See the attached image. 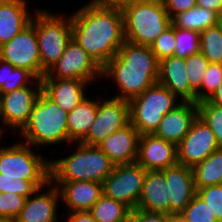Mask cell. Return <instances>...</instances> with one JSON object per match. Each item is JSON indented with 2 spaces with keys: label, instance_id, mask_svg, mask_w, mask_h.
Here are the masks:
<instances>
[{
  "label": "cell",
  "instance_id": "6da1fadb",
  "mask_svg": "<svg viewBox=\"0 0 222 222\" xmlns=\"http://www.w3.org/2000/svg\"><path fill=\"white\" fill-rule=\"evenodd\" d=\"M70 16L72 38L103 68L125 42L122 8L88 1Z\"/></svg>",
  "mask_w": 222,
  "mask_h": 222
},
{
  "label": "cell",
  "instance_id": "7a4b0ae2",
  "mask_svg": "<svg viewBox=\"0 0 222 222\" xmlns=\"http://www.w3.org/2000/svg\"><path fill=\"white\" fill-rule=\"evenodd\" d=\"M158 67L150 46L125 41L102 68V78H111L116 85L118 93L112 98L129 101L157 83Z\"/></svg>",
  "mask_w": 222,
  "mask_h": 222
},
{
  "label": "cell",
  "instance_id": "3957f363",
  "mask_svg": "<svg viewBox=\"0 0 222 222\" xmlns=\"http://www.w3.org/2000/svg\"><path fill=\"white\" fill-rule=\"evenodd\" d=\"M76 149L69 156L49 160L51 182L92 181L103 183L115 165L98 147L73 142Z\"/></svg>",
  "mask_w": 222,
  "mask_h": 222
},
{
  "label": "cell",
  "instance_id": "277c9868",
  "mask_svg": "<svg viewBox=\"0 0 222 222\" xmlns=\"http://www.w3.org/2000/svg\"><path fill=\"white\" fill-rule=\"evenodd\" d=\"M68 112L60 108L43 91L32 108L29 120L18 133L25 139L26 144L35 148L60 143H73L68 136L67 126Z\"/></svg>",
  "mask_w": 222,
  "mask_h": 222
},
{
  "label": "cell",
  "instance_id": "5b68a950",
  "mask_svg": "<svg viewBox=\"0 0 222 222\" xmlns=\"http://www.w3.org/2000/svg\"><path fill=\"white\" fill-rule=\"evenodd\" d=\"M125 41L150 46L172 25L162 0H135L122 7Z\"/></svg>",
  "mask_w": 222,
  "mask_h": 222
},
{
  "label": "cell",
  "instance_id": "8992f818",
  "mask_svg": "<svg viewBox=\"0 0 222 222\" xmlns=\"http://www.w3.org/2000/svg\"><path fill=\"white\" fill-rule=\"evenodd\" d=\"M31 23L35 27L41 61V78L58 61L72 39L71 16L36 10Z\"/></svg>",
  "mask_w": 222,
  "mask_h": 222
},
{
  "label": "cell",
  "instance_id": "52a82bcc",
  "mask_svg": "<svg viewBox=\"0 0 222 222\" xmlns=\"http://www.w3.org/2000/svg\"><path fill=\"white\" fill-rule=\"evenodd\" d=\"M128 102L130 123L142 135L153 134L164 115L183 101L166 87L156 83Z\"/></svg>",
  "mask_w": 222,
  "mask_h": 222
},
{
  "label": "cell",
  "instance_id": "ba28073f",
  "mask_svg": "<svg viewBox=\"0 0 222 222\" xmlns=\"http://www.w3.org/2000/svg\"><path fill=\"white\" fill-rule=\"evenodd\" d=\"M22 141L0 151V177L19 178L41 188L50 181L49 160ZM37 153V154H36Z\"/></svg>",
  "mask_w": 222,
  "mask_h": 222
},
{
  "label": "cell",
  "instance_id": "9c48e42d",
  "mask_svg": "<svg viewBox=\"0 0 222 222\" xmlns=\"http://www.w3.org/2000/svg\"><path fill=\"white\" fill-rule=\"evenodd\" d=\"M145 175L146 170L137 162L116 165L103 181V194L130 210L137 209Z\"/></svg>",
  "mask_w": 222,
  "mask_h": 222
},
{
  "label": "cell",
  "instance_id": "30bf717a",
  "mask_svg": "<svg viewBox=\"0 0 222 222\" xmlns=\"http://www.w3.org/2000/svg\"><path fill=\"white\" fill-rule=\"evenodd\" d=\"M42 78L80 79L95 83L102 79V68L72 38L62 56Z\"/></svg>",
  "mask_w": 222,
  "mask_h": 222
},
{
  "label": "cell",
  "instance_id": "8fae6325",
  "mask_svg": "<svg viewBox=\"0 0 222 222\" xmlns=\"http://www.w3.org/2000/svg\"><path fill=\"white\" fill-rule=\"evenodd\" d=\"M42 91L41 79L30 86L0 94V123L13 133L20 132L27 124L32 108Z\"/></svg>",
  "mask_w": 222,
  "mask_h": 222
},
{
  "label": "cell",
  "instance_id": "7c38bea8",
  "mask_svg": "<svg viewBox=\"0 0 222 222\" xmlns=\"http://www.w3.org/2000/svg\"><path fill=\"white\" fill-rule=\"evenodd\" d=\"M130 123L129 102L108 98L98 100V111L94 123L80 143L98 146L109 135Z\"/></svg>",
  "mask_w": 222,
  "mask_h": 222
},
{
  "label": "cell",
  "instance_id": "4fadbf2b",
  "mask_svg": "<svg viewBox=\"0 0 222 222\" xmlns=\"http://www.w3.org/2000/svg\"><path fill=\"white\" fill-rule=\"evenodd\" d=\"M0 59L15 68L29 70L41 79V61L35 27L30 23L9 42L0 46Z\"/></svg>",
  "mask_w": 222,
  "mask_h": 222
},
{
  "label": "cell",
  "instance_id": "5bb4252c",
  "mask_svg": "<svg viewBox=\"0 0 222 222\" xmlns=\"http://www.w3.org/2000/svg\"><path fill=\"white\" fill-rule=\"evenodd\" d=\"M219 149L214 133L197 116L188 134L177 145L178 164L194 168Z\"/></svg>",
  "mask_w": 222,
  "mask_h": 222
},
{
  "label": "cell",
  "instance_id": "9a60e30c",
  "mask_svg": "<svg viewBox=\"0 0 222 222\" xmlns=\"http://www.w3.org/2000/svg\"><path fill=\"white\" fill-rule=\"evenodd\" d=\"M136 162L146 171H162L178 164L177 145L154 134H142Z\"/></svg>",
  "mask_w": 222,
  "mask_h": 222
},
{
  "label": "cell",
  "instance_id": "2e32d148",
  "mask_svg": "<svg viewBox=\"0 0 222 222\" xmlns=\"http://www.w3.org/2000/svg\"><path fill=\"white\" fill-rule=\"evenodd\" d=\"M45 188L47 190L45 191ZM43 193H39V192ZM59 189L51 181L30 195L16 217L17 222H58Z\"/></svg>",
  "mask_w": 222,
  "mask_h": 222
},
{
  "label": "cell",
  "instance_id": "e0dca14e",
  "mask_svg": "<svg viewBox=\"0 0 222 222\" xmlns=\"http://www.w3.org/2000/svg\"><path fill=\"white\" fill-rule=\"evenodd\" d=\"M162 172L169 192V214L180 213L196 194L193 168L176 164Z\"/></svg>",
  "mask_w": 222,
  "mask_h": 222
},
{
  "label": "cell",
  "instance_id": "ac0fdd59",
  "mask_svg": "<svg viewBox=\"0 0 222 222\" xmlns=\"http://www.w3.org/2000/svg\"><path fill=\"white\" fill-rule=\"evenodd\" d=\"M141 134L129 123L125 127L109 135L98 147L116 165L136 162L138 156L139 139Z\"/></svg>",
  "mask_w": 222,
  "mask_h": 222
},
{
  "label": "cell",
  "instance_id": "d6986e66",
  "mask_svg": "<svg viewBox=\"0 0 222 222\" xmlns=\"http://www.w3.org/2000/svg\"><path fill=\"white\" fill-rule=\"evenodd\" d=\"M197 116V102L183 101L175 109L164 115L153 134L178 145L188 134L191 124Z\"/></svg>",
  "mask_w": 222,
  "mask_h": 222
},
{
  "label": "cell",
  "instance_id": "ffe728a7",
  "mask_svg": "<svg viewBox=\"0 0 222 222\" xmlns=\"http://www.w3.org/2000/svg\"><path fill=\"white\" fill-rule=\"evenodd\" d=\"M52 183L59 189L65 212L89 211L103 195V183L84 180Z\"/></svg>",
  "mask_w": 222,
  "mask_h": 222
},
{
  "label": "cell",
  "instance_id": "44dd1931",
  "mask_svg": "<svg viewBox=\"0 0 222 222\" xmlns=\"http://www.w3.org/2000/svg\"><path fill=\"white\" fill-rule=\"evenodd\" d=\"M42 91L68 113L84 100L91 84L80 79L41 78Z\"/></svg>",
  "mask_w": 222,
  "mask_h": 222
},
{
  "label": "cell",
  "instance_id": "7402d4cb",
  "mask_svg": "<svg viewBox=\"0 0 222 222\" xmlns=\"http://www.w3.org/2000/svg\"><path fill=\"white\" fill-rule=\"evenodd\" d=\"M157 83L166 87L182 101L196 102V93L189 86L183 58L173 55L160 60Z\"/></svg>",
  "mask_w": 222,
  "mask_h": 222
},
{
  "label": "cell",
  "instance_id": "603a6c76",
  "mask_svg": "<svg viewBox=\"0 0 222 222\" xmlns=\"http://www.w3.org/2000/svg\"><path fill=\"white\" fill-rule=\"evenodd\" d=\"M26 0H5L0 6V46L26 28L34 16ZM33 13V14H32Z\"/></svg>",
  "mask_w": 222,
  "mask_h": 222
},
{
  "label": "cell",
  "instance_id": "cb8c5ba5",
  "mask_svg": "<svg viewBox=\"0 0 222 222\" xmlns=\"http://www.w3.org/2000/svg\"><path fill=\"white\" fill-rule=\"evenodd\" d=\"M137 209L169 214V192L162 171H146Z\"/></svg>",
  "mask_w": 222,
  "mask_h": 222
},
{
  "label": "cell",
  "instance_id": "d4e9b609",
  "mask_svg": "<svg viewBox=\"0 0 222 222\" xmlns=\"http://www.w3.org/2000/svg\"><path fill=\"white\" fill-rule=\"evenodd\" d=\"M98 111V100L87 96L76 108L68 113V136L72 142H80L88 133L95 121Z\"/></svg>",
  "mask_w": 222,
  "mask_h": 222
},
{
  "label": "cell",
  "instance_id": "484cf974",
  "mask_svg": "<svg viewBox=\"0 0 222 222\" xmlns=\"http://www.w3.org/2000/svg\"><path fill=\"white\" fill-rule=\"evenodd\" d=\"M195 188L222 184V148L193 168Z\"/></svg>",
  "mask_w": 222,
  "mask_h": 222
},
{
  "label": "cell",
  "instance_id": "4316f807",
  "mask_svg": "<svg viewBox=\"0 0 222 222\" xmlns=\"http://www.w3.org/2000/svg\"><path fill=\"white\" fill-rule=\"evenodd\" d=\"M217 15V12L195 6L194 8L175 15L172 18V25L178 28L201 32L208 27L216 25Z\"/></svg>",
  "mask_w": 222,
  "mask_h": 222
},
{
  "label": "cell",
  "instance_id": "83f0119b",
  "mask_svg": "<svg viewBox=\"0 0 222 222\" xmlns=\"http://www.w3.org/2000/svg\"><path fill=\"white\" fill-rule=\"evenodd\" d=\"M37 78L23 68H15L8 62L0 59V94L30 86Z\"/></svg>",
  "mask_w": 222,
  "mask_h": 222
},
{
  "label": "cell",
  "instance_id": "f1b7e54d",
  "mask_svg": "<svg viewBox=\"0 0 222 222\" xmlns=\"http://www.w3.org/2000/svg\"><path fill=\"white\" fill-rule=\"evenodd\" d=\"M130 211L126 205L103 194L90 208L89 213L97 222H116Z\"/></svg>",
  "mask_w": 222,
  "mask_h": 222
},
{
  "label": "cell",
  "instance_id": "f546056e",
  "mask_svg": "<svg viewBox=\"0 0 222 222\" xmlns=\"http://www.w3.org/2000/svg\"><path fill=\"white\" fill-rule=\"evenodd\" d=\"M200 52L209 63L222 64V32L217 25L200 32Z\"/></svg>",
  "mask_w": 222,
  "mask_h": 222
},
{
  "label": "cell",
  "instance_id": "4dcf8cb0",
  "mask_svg": "<svg viewBox=\"0 0 222 222\" xmlns=\"http://www.w3.org/2000/svg\"><path fill=\"white\" fill-rule=\"evenodd\" d=\"M175 39L174 56L186 59L200 52V32L175 27Z\"/></svg>",
  "mask_w": 222,
  "mask_h": 222
},
{
  "label": "cell",
  "instance_id": "1f68e13d",
  "mask_svg": "<svg viewBox=\"0 0 222 222\" xmlns=\"http://www.w3.org/2000/svg\"><path fill=\"white\" fill-rule=\"evenodd\" d=\"M198 117L214 133L219 148H222V106L210 104L207 100L198 102Z\"/></svg>",
  "mask_w": 222,
  "mask_h": 222
},
{
  "label": "cell",
  "instance_id": "d6a6232c",
  "mask_svg": "<svg viewBox=\"0 0 222 222\" xmlns=\"http://www.w3.org/2000/svg\"><path fill=\"white\" fill-rule=\"evenodd\" d=\"M208 65V60L201 52L193 54L185 59V68L189 86L195 93L201 89Z\"/></svg>",
  "mask_w": 222,
  "mask_h": 222
},
{
  "label": "cell",
  "instance_id": "836d02e7",
  "mask_svg": "<svg viewBox=\"0 0 222 222\" xmlns=\"http://www.w3.org/2000/svg\"><path fill=\"white\" fill-rule=\"evenodd\" d=\"M187 222H216L215 214L208 204L197 194L192 201L180 212Z\"/></svg>",
  "mask_w": 222,
  "mask_h": 222
},
{
  "label": "cell",
  "instance_id": "e575fe53",
  "mask_svg": "<svg viewBox=\"0 0 222 222\" xmlns=\"http://www.w3.org/2000/svg\"><path fill=\"white\" fill-rule=\"evenodd\" d=\"M202 81L201 89L196 93V102L207 100L222 83V64L209 63Z\"/></svg>",
  "mask_w": 222,
  "mask_h": 222
},
{
  "label": "cell",
  "instance_id": "d590c367",
  "mask_svg": "<svg viewBox=\"0 0 222 222\" xmlns=\"http://www.w3.org/2000/svg\"><path fill=\"white\" fill-rule=\"evenodd\" d=\"M175 42V27L171 25L155 39L150 48L155 54L156 59L160 61L174 55Z\"/></svg>",
  "mask_w": 222,
  "mask_h": 222
},
{
  "label": "cell",
  "instance_id": "8d00e7d4",
  "mask_svg": "<svg viewBox=\"0 0 222 222\" xmlns=\"http://www.w3.org/2000/svg\"><path fill=\"white\" fill-rule=\"evenodd\" d=\"M27 198L13 192L0 193V219L16 218Z\"/></svg>",
  "mask_w": 222,
  "mask_h": 222
},
{
  "label": "cell",
  "instance_id": "74e56055",
  "mask_svg": "<svg viewBox=\"0 0 222 222\" xmlns=\"http://www.w3.org/2000/svg\"><path fill=\"white\" fill-rule=\"evenodd\" d=\"M196 194L208 204L216 219L222 221V184L196 189Z\"/></svg>",
  "mask_w": 222,
  "mask_h": 222
},
{
  "label": "cell",
  "instance_id": "f35d334b",
  "mask_svg": "<svg viewBox=\"0 0 222 222\" xmlns=\"http://www.w3.org/2000/svg\"><path fill=\"white\" fill-rule=\"evenodd\" d=\"M38 188L30 181L19 178L0 177V193L13 192L28 198Z\"/></svg>",
  "mask_w": 222,
  "mask_h": 222
},
{
  "label": "cell",
  "instance_id": "ab89813d",
  "mask_svg": "<svg viewBox=\"0 0 222 222\" xmlns=\"http://www.w3.org/2000/svg\"><path fill=\"white\" fill-rule=\"evenodd\" d=\"M167 14L172 19L175 15L196 6L195 0H162Z\"/></svg>",
  "mask_w": 222,
  "mask_h": 222
},
{
  "label": "cell",
  "instance_id": "60d3db41",
  "mask_svg": "<svg viewBox=\"0 0 222 222\" xmlns=\"http://www.w3.org/2000/svg\"><path fill=\"white\" fill-rule=\"evenodd\" d=\"M135 222H168V214L135 209Z\"/></svg>",
  "mask_w": 222,
  "mask_h": 222
},
{
  "label": "cell",
  "instance_id": "b9f144b4",
  "mask_svg": "<svg viewBox=\"0 0 222 222\" xmlns=\"http://www.w3.org/2000/svg\"><path fill=\"white\" fill-rule=\"evenodd\" d=\"M61 215L66 216L65 222H97L89 211L67 212L68 216L63 212Z\"/></svg>",
  "mask_w": 222,
  "mask_h": 222
},
{
  "label": "cell",
  "instance_id": "7bdbcfd3",
  "mask_svg": "<svg viewBox=\"0 0 222 222\" xmlns=\"http://www.w3.org/2000/svg\"><path fill=\"white\" fill-rule=\"evenodd\" d=\"M196 6L204 7L218 14L222 11V0H195Z\"/></svg>",
  "mask_w": 222,
  "mask_h": 222
},
{
  "label": "cell",
  "instance_id": "ee69618b",
  "mask_svg": "<svg viewBox=\"0 0 222 222\" xmlns=\"http://www.w3.org/2000/svg\"><path fill=\"white\" fill-rule=\"evenodd\" d=\"M92 3L98 4L100 6H110V7H120L129 4L135 0H89Z\"/></svg>",
  "mask_w": 222,
  "mask_h": 222
},
{
  "label": "cell",
  "instance_id": "f6af8a7d",
  "mask_svg": "<svg viewBox=\"0 0 222 222\" xmlns=\"http://www.w3.org/2000/svg\"><path fill=\"white\" fill-rule=\"evenodd\" d=\"M207 101L210 104H214L217 106H222V83L221 85L217 88V90L212 94Z\"/></svg>",
  "mask_w": 222,
  "mask_h": 222
},
{
  "label": "cell",
  "instance_id": "bcb514c9",
  "mask_svg": "<svg viewBox=\"0 0 222 222\" xmlns=\"http://www.w3.org/2000/svg\"><path fill=\"white\" fill-rule=\"evenodd\" d=\"M168 222H187L181 213L168 214Z\"/></svg>",
  "mask_w": 222,
  "mask_h": 222
},
{
  "label": "cell",
  "instance_id": "7dc6e473",
  "mask_svg": "<svg viewBox=\"0 0 222 222\" xmlns=\"http://www.w3.org/2000/svg\"><path fill=\"white\" fill-rule=\"evenodd\" d=\"M116 222H135V209L131 210L128 214Z\"/></svg>",
  "mask_w": 222,
  "mask_h": 222
},
{
  "label": "cell",
  "instance_id": "c3c4849f",
  "mask_svg": "<svg viewBox=\"0 0 222 222\" xmlns=\"http://www.w3.org/2000/svg\"><path fill=\"white\" fill-rule=\"evenodd\" d=\"M217 27L220 29L222 32V11L217 15Z\"/></svg>",
  "mask_w": 222,
  "mask_h": 222
},
{
  "label": "cell",
  "instance_id": "681fc988",
  "mask_svg": "<svg viewBox=\"0 0 222 222\" xmlns=\"http://www.w3.org/2000/svg\"><path fill=\"white\" fill-rule=\"evenodd\" d=\"M6 128V126L5 125H2V127H1V125H0V141H1V137L3 138V136L6 134L5 132L7 131V129H5ZM4 129H5V131H4ZM1 143V142H0ZM5 147V145L4 146H1L0 145V151L3 149Z\"/></svg>",
  "mask_w": 222,
  "mask_h": 222
},
{
  "label": "cell",
  "instance_id": "f907efd6",
  "mask_svg": "<svg viewBox=\"0 0 222 222\" xmlns=\"http://www.w3.org/2000/svg\"><path fill=\"white\" fill-rule=\"evenodd\" d=\"M0 222H17L16 218H4L0 219Z\"/></svg>",
  "mask_w": 222,
  "mask_h": 222
},
{
  "label": "cell",
  "instance_id": "816d5d0a",
  "mask_svg": "<svg viewBox=\"0 0 222 222\" xmlns=\"http://www.w3.org/2000/svg\"><path fill=\"white\" fill-rule=\"evenodd\" d=\"M5 0H0V6H1V4L4 2Z\"/></svg>",
  "mask_w": 222,
  "mask_h": 222
}]
</instances>
